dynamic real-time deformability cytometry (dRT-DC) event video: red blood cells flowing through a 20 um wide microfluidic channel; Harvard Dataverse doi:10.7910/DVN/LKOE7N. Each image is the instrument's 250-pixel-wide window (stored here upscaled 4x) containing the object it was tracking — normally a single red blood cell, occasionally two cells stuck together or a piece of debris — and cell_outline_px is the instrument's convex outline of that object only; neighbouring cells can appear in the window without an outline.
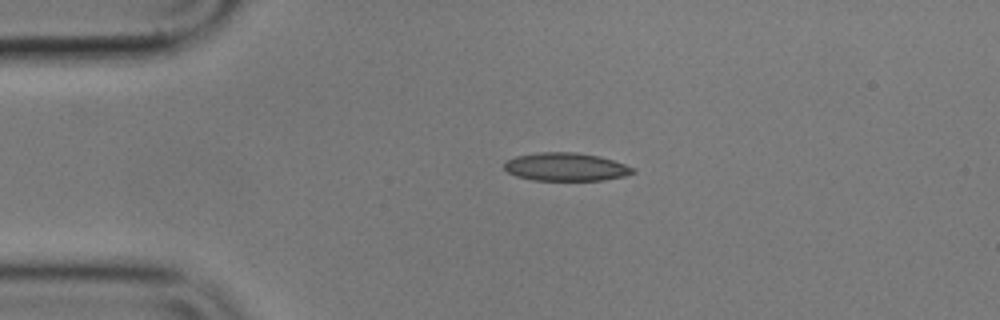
{"species": "common noctule bat (a hibernating species)", "species_latin": "Nyctalus noctula", "temperature_condition": "cold", "stored_images_in_passage": 45, "camera_frame_rate_fps": 3000, "um_per_image_px": 0.085, "animal": {"sex": "male", "body_mass_g": 17.9}, "frame": {"image": 1, "passage_image": 1, "time_ms": 0.0, "image_size_px": [1000, 320], "cell_outline_px": [[636, 172], [624, 176], [604, 180], [532, 180], [516, 176], [508, 172], [504, 168], [504, 160], [516, 156], [540, 152], [576, 152], [600, 156], [636, 168]], "centroid_in_image_um": [48.09, 14.18], "position_along_channel_um": 36.9, "area_um2": 21.21}}
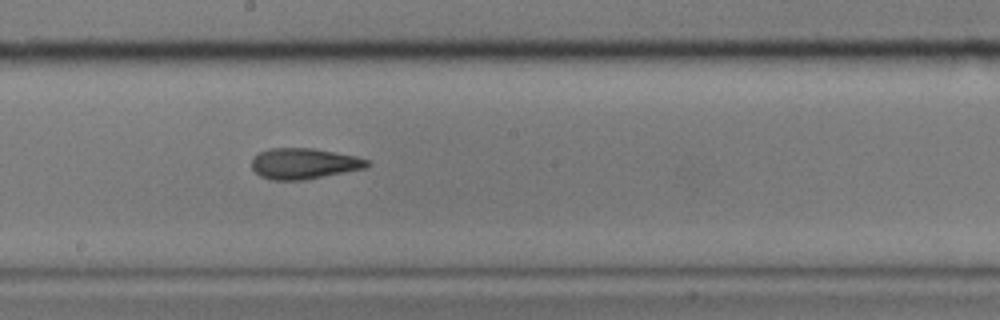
{"frame": {"image": 2, "passage_image": 19, "time_ms": 6.0, "image_size_px": [1000, 320], "cell_outline_px": [[372, 164], [364, 168], [304, 180], [272, 180], [260, 176], [252, 168], [252, 160], [260, 152], [268, 148], [312, 148], [356, 156], [368, 160]], "centroid_in_image_um": [25.83, 13.9], "position_along_channel_um": 222.4, "area_um2": 20.58}}
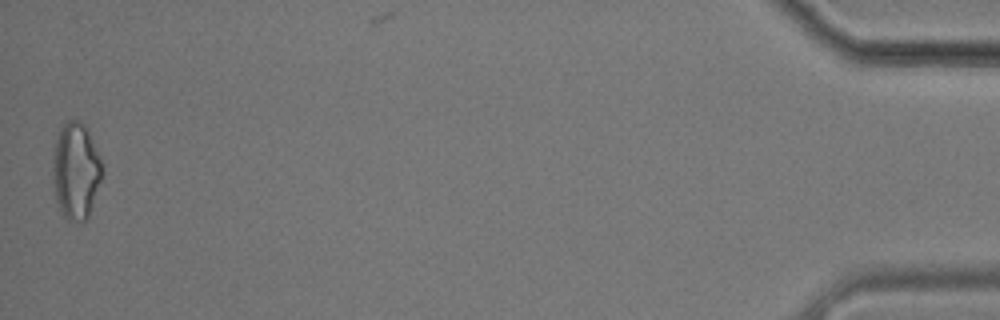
{"frame": {"image": 3, "passage_image": 44, "time_ms": 14.333, "image_size_px": [1000, 320], "cell_outline_px": [[104, 172], [88, 216], [84, 220], [68, 220], [64, 216], [56, 200], [52, 168], [56, 140], [60, 128], [68, 120], [80, 120], [84, 124], [104, 164]], "centroid_in_image_um": [6.47, 14.5], "position_along_channel_um": 428.7, "area_um2": 27.57}, "authors_computed_cell_mechanics": {"area_um2": 21.2126, "velocity_mm_per_s": 3.5951, "shape_relaxation_time_tau1_ms": 8.7335, "shape_relaxation_time_tau2_ms": 2.4597, "deformation_change_tau1": 0.1793, "deformation_change_tau2": 0.1046}}